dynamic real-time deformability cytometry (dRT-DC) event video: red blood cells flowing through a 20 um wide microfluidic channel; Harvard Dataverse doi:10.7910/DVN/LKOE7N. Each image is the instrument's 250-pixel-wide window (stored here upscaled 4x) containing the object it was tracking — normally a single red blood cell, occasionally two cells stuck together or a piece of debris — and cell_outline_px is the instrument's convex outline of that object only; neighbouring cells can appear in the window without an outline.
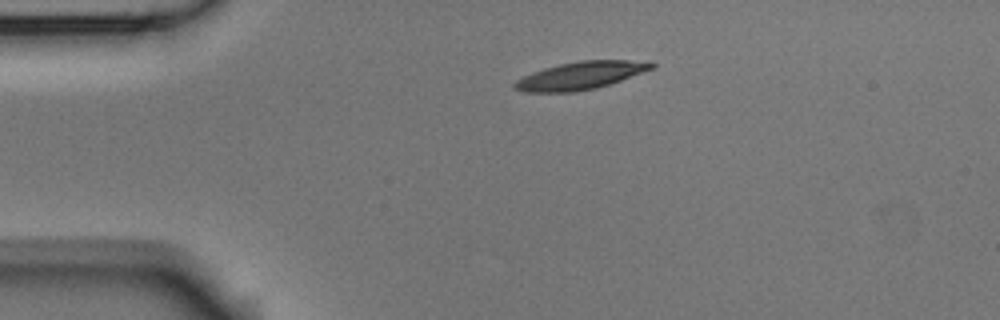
{"species": "Egyptian fruit bat (a non-hibernating species)", "species_latin": "Rousettus aegyptiacus", "temperature_condition": "room temperature", "stored_images_in_passage": 2, "camera_frame_rate_fps": 3000, "um_per_image_px": 0.085, "animal": {"sex": "male"}, "frame": {"image": 1, "passage_image": 2, "time_ms": 0.333, "image_size_px": [1000, 320], "cell_outline_px": [[656, 64], [652, 68], [620, 80], [596, 88], [576, 92], [524, 92], [512, 88], [512, 84], [516, 80], [532, 72], [544, 68], [560, 64], [580, 60], [648, 60]], "centroid_in_image_um": [49.31, 6.42], "position_along_channel_um": 35.7, "area_um2": 22.08}}